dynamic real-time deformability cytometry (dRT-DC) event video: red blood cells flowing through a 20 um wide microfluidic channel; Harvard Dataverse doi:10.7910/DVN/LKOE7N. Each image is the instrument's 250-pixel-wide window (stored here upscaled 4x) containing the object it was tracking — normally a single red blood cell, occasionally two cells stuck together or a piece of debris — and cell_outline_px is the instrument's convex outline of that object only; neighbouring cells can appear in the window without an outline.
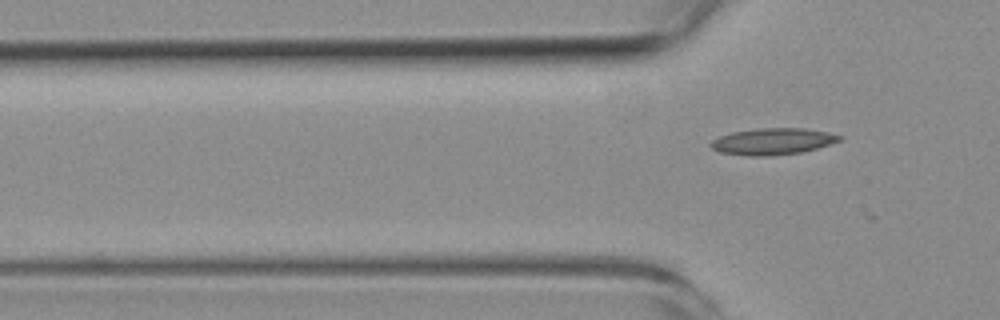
{"species": "common noctule bat (a hibernating species)", "species_latin": "Nyctalus noctula", "temperature_condition": "room temperature", "stored_images_in_passage": 4, "camera_frame_rate_fps": 3000, "um_per_image_px": 0.085, "animal": {"sex": "female", "body_mass_g": 19.3, "forearm_length_mm": 54.1}, "frame": {"image": 1, "passage_image": 4, "time_ms": 4.333, "image_size_px": [1000, 320], "cell_outline_px": [[840, 140], [816, 148], [800, 152], [772, 156], [748, 156], [720, 152], [712, 148], [708, 144], [712, 140], [720, 136], [732, 132], [756, 128], [804, 128], [824, 132], [840, 136]], "centroid_in_image_um": [65.59, 12.02], "position_along_channel_um": 60.2, "area_um2": 19.65}}